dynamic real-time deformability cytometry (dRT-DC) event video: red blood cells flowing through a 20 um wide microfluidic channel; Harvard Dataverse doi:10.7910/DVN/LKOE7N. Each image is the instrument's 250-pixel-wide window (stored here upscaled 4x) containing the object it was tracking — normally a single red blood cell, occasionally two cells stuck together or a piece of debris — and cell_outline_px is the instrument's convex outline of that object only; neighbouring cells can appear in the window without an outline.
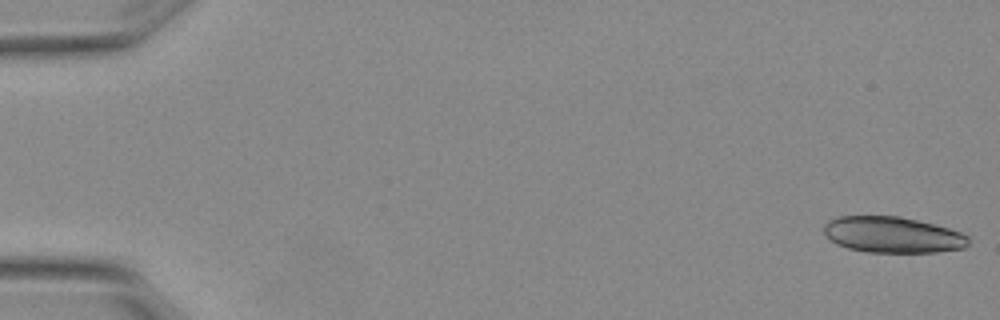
{"species": "Egyptian fruit bat (a non-hibernating species)", "species_latin": "Rousettus aegyptiacus", "temperature_condition": "warm", "stored_images_in_passage": 6, "segment_of_instrument_passage": [1, 2], "camera_frame_rate_fps": 3000, "um_per_image_px": 0.085, "animal": {"sex": "female"}, "frame": {"image": 1, "passage_image": 1, "time_ms": 0.0, "image_size_px": [1000, 320], "cell_outline_px": [[968, 244], [964, 248], [936, 252], [868, 252], [848, 248], [836, 244], [824, 232], [824, 224], [828, 220], [840, 216], [900, 216], [948, 228], [960, 232], [968, 236]], "centroid_in_image_um": [75.86, 19.95], "position_along_channel_um": 9.1, "area_um2": 30.17}}